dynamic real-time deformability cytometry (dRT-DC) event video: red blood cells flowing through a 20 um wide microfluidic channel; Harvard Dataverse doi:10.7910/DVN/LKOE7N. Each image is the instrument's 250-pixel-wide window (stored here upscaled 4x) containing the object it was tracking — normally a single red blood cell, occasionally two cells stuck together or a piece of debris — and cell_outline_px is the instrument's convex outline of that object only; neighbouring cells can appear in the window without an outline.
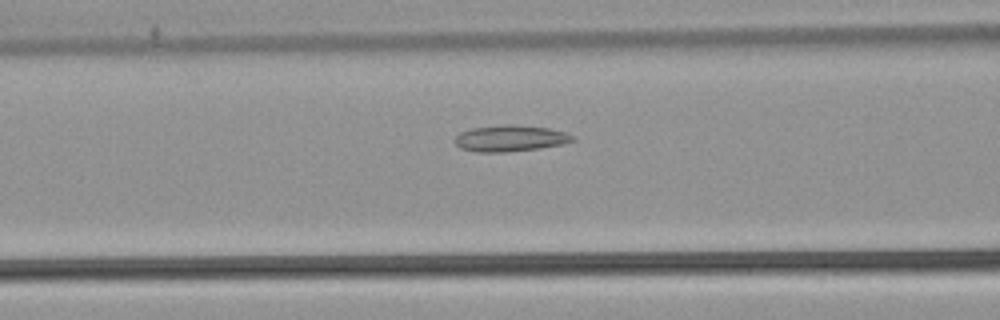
{"species": "common noctule bat (a hibernating species)", "species_latin": "Nyctalus noctula", "temperature_condition": "warm", "stored_images_in_passage": 35, "camera_frame_rate_fps": 3000, "um_per_image_px": 0.085, "animal": {"sex": "male", "body_mass_g": 21.5, "forearm_length_mm": 52.0}, "frame": {"image": 1, "passage_image": 14, "time_ms": 4.333, "image_size_px": [1000, 320], "cell_outline_px": [[576, 140], [560, 144], [540, 148], [504, 152], [476, 152], [460, 148], [452, 140], [460, 132], [472, 128], [504, 124], [508, 124], [548, 128], [564, 132], [576, 136]], "centroid_in_image_um": [43.34, 11.76], "position_along_channel_um": 123.3, "area_um2": 18.03}}
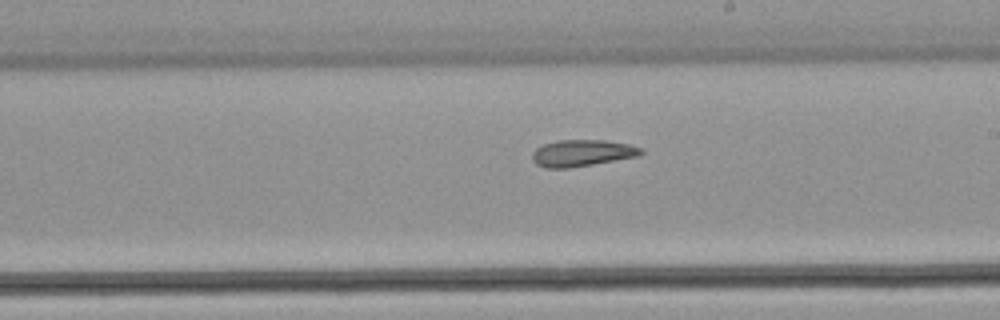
{"frame": {"image": 2, "passage_image": 23, "time_ms": 7.333, "image_size_px": [1000, 320], "cell_outline_px": [[644, 152], [640, 156], [568, 168], [544, 168], [536, 164], [532, 160], [532, 152], [536, 148], [544, 144], [556, 140], [604, 140], [628, 144], [640, 148]], "centroid_in_image_um": [49.45, 13.01], "position_along_channel_um": 239.6, "area_um2": 16.88}}
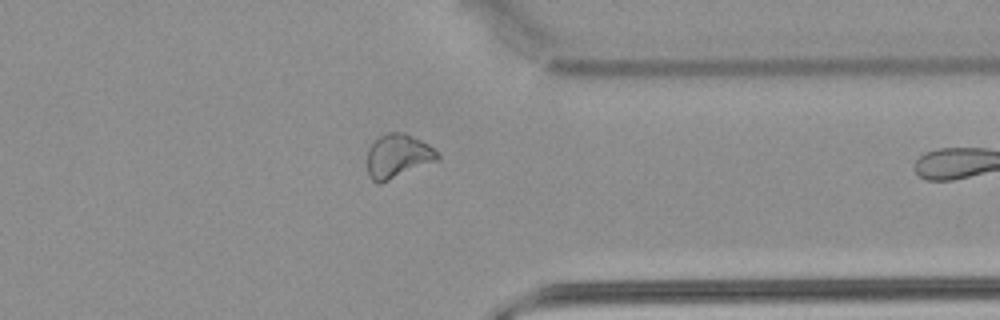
{"frame": {"image": 3, "passage_image": 34, "time_ms": 11.0, "image_size_px": [1000, 320], "cell_outline_px": [[440, 156], [436, 160], [380, 184], [376, 184], [368, 176], [368, 148], [380, 136], [388, 132], [404, 132], [428, 144]], "centroid_in_image_um": [33.77, 13.27], "position_along_channel_um": 377.6, "area_um2": 17.63}}